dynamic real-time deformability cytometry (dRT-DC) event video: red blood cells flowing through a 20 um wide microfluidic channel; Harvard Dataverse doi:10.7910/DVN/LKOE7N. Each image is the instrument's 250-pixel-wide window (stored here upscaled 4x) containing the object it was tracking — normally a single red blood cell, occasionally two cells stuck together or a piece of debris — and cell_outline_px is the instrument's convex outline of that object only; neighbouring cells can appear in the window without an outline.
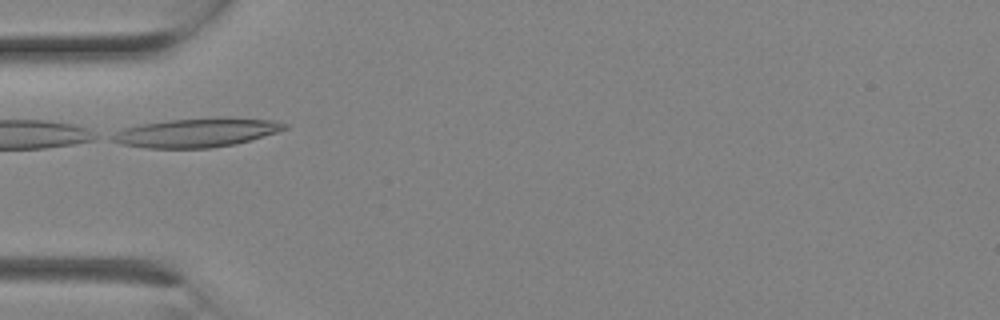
{"species": "Egyptian fruit bat (a non-hibernating species)", "species_latin": "Rousettus aegyptiacus", "temperature_condition": "room temperature", "stored_images_in_passage": 4, "camera_frame_rate_fps": 3000, "um_per_image_px": 0.085, "animal": {"sex": "female"}, "frame": {"image": 1, "passage_image": 4, "time_ms": 1.0, "image_size_px": [1000, 320], "cell_outline_px": [[288, 128], [276, 132], [236, 144], [208, 148], [144, 148], [120, 144], [112, 140], [108, 136], [124, 128], [144, 124], [168, 120], [272, 120], [288, 124]], "centroid_in_image_um": [16.6, 11.33], "position_along_channel_um": 68.4, "area_um2": 27.74}}